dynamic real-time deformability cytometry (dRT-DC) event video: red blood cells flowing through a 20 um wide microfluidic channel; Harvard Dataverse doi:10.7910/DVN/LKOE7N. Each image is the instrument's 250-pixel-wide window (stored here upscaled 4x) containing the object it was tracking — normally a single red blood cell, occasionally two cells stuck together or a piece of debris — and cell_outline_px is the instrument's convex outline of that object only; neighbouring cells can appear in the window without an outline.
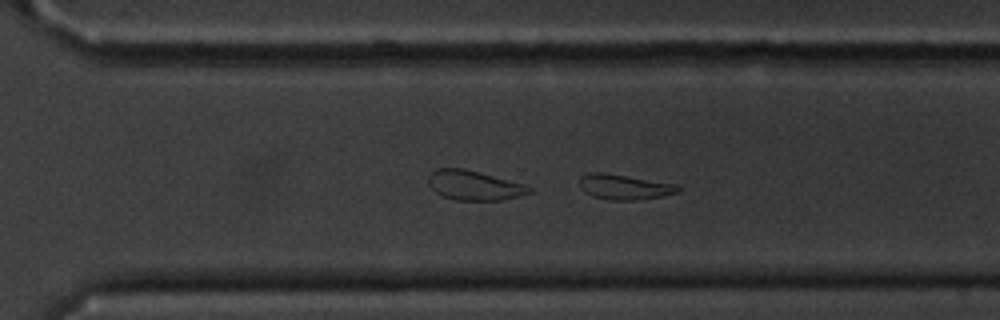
{"species": "common noctule bat (a hibernating species)", "species_latin": "Nyctalus noctula", "temperature_condition": "cold", "stored_images_in_passage": 55, "segment_of_instrument_passage": [2, 2], "camera_frame_rate_fps": 3000, "um_per_image_px": 0.085, "animal": {"sex": "male", "body_mass_g": 20.1, "forearm_length_mm": 53.5}, "frame": {"image": 1, "passage_image": 39, "time_ms": 12.667, "image_size_px": [1000, 320], "cell_outline_px": [[680, 188], [676, 192], [660, 196], [636, 200], [612, 200], [592, 196], [584, 192], [580, 188], [580, 176], [592, 172], [604, 172], [676, 184]], "centroid_in_image_um": [53.01, 15.88], "position_along_channel_um": 317.6, "area_um2": 14.28}}